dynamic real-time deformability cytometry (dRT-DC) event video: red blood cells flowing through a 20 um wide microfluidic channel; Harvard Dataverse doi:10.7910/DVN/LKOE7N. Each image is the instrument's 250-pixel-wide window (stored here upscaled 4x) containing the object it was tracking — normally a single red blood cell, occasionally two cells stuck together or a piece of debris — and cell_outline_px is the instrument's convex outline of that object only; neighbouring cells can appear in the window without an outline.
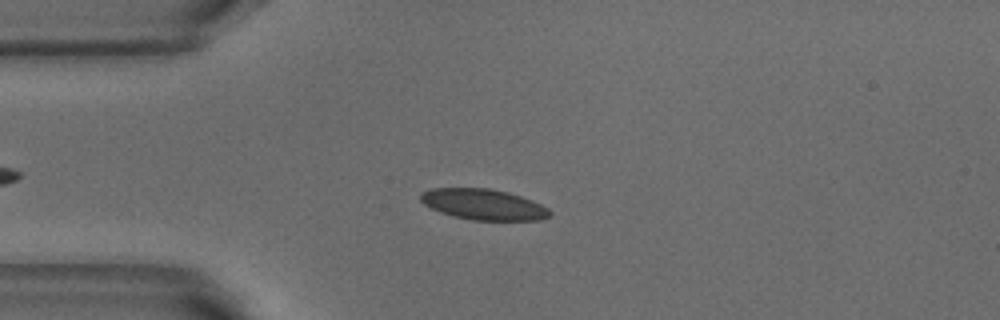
{"species": "common noctule bat (a hibernating species)", "species_latin": "Nyctalus noctula", "temperature_condition": "warm", "stored_images_in_passage": 4, "camera_frame_rate_fps": 3000, "um_per_image_px": 0.085, "animal": {"sex": "male", "body_mass_g": 18.8}, "frame": {"image": 1, "passage_image": 4, "time_ms": 1.0, "image_size_px": [1000, 320], "cell_outline_px": [[552, 216], [540, 220], [472, 220], [452, 216], [440, 212], [424, 204], [420, 200], [420, 192], [432, 188], [492, 188], [508, 192], [532, 200], [548, 208], [552, 212]], "centroid_in_image_um": [41.1, 17.37], "position_along_channel_um": 43.9, "area_um2": 23.35}}